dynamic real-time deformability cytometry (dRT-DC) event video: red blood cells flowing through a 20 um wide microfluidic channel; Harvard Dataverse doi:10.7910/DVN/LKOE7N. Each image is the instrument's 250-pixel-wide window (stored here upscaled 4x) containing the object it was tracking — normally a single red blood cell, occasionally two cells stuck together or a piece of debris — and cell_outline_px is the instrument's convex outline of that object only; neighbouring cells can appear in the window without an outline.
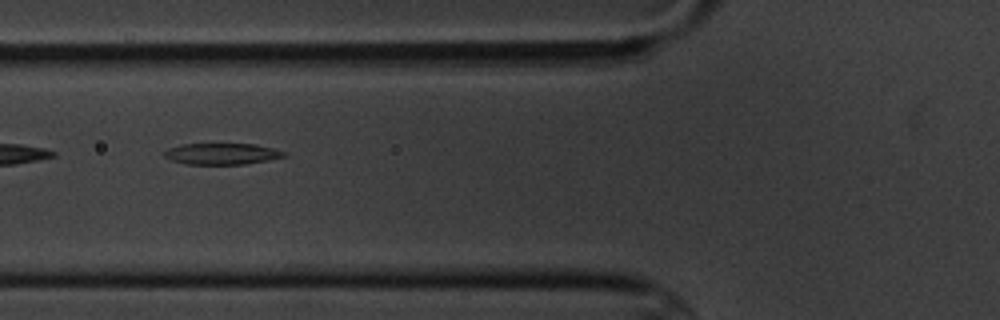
{"species": "common noctule bat (a hibernating species)", "species_latin": "Nyctalus noctula", "temperature_condition": "cold", "stored_images_in_passage": 10, "camera_frame_rate_fps": 3000, "um_per_image_px": 0.085, "animal": {"sex": "male", "body_mass_g": 20.1, "forearm_length_mm": 53.5}, "frame": {"image": 1, "passage_image": 5, "time_ms": 5.667, "image_size_px": [1000, 320], "cell_outline_px": [[288, 156], [268, 160], [244, 164], [188, 164], [172, 160], [164, 156], [164, 152], [168, 148], [180, 144], [256, 144], [272, 148], [284, 152]], "centroid_in_image_um": [18.86, 13.07], "position_along_channel_um": 106.9, "area_um2": 14.74}}
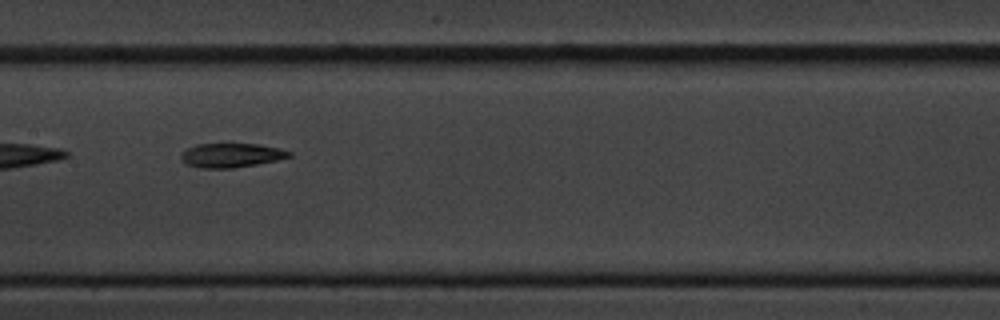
{"frame": {"image": 2, "passage_image": 7, "time_ms": 8.0, "image_size_px": [1000, 320], "cell_outline_px": [[292, 156], [276, 160], [256, 164], [232, 168], [204, 168], [188, 164], [180, 160], [180, 152], [196, 144], [260, 144], [280, 148], [292, 152]], "centroid_in_image_um": [19.65, 13.19], "position_along_channel_um": 187.7, "area_um2": 15.2}}
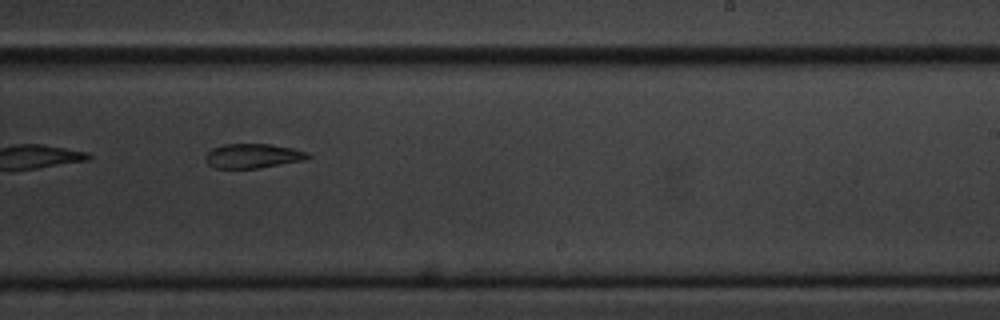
{"frame": {"image": 3, "passage_image": 9, "time_ms": 10.333, "image_size_px": [1000, 320], "cell_outline_px": [[312, 156], [308, 160], [256, 168], [216, 168], [208, 164], [204, 160], [204, 156], [212, 148], [224, 144], [272, 144], [292, 148], [308, 152]], "centroid_in_image_um": [21.52, 13.25], "position_along_channel_um": 267.5, "area_um2": 14.74}}